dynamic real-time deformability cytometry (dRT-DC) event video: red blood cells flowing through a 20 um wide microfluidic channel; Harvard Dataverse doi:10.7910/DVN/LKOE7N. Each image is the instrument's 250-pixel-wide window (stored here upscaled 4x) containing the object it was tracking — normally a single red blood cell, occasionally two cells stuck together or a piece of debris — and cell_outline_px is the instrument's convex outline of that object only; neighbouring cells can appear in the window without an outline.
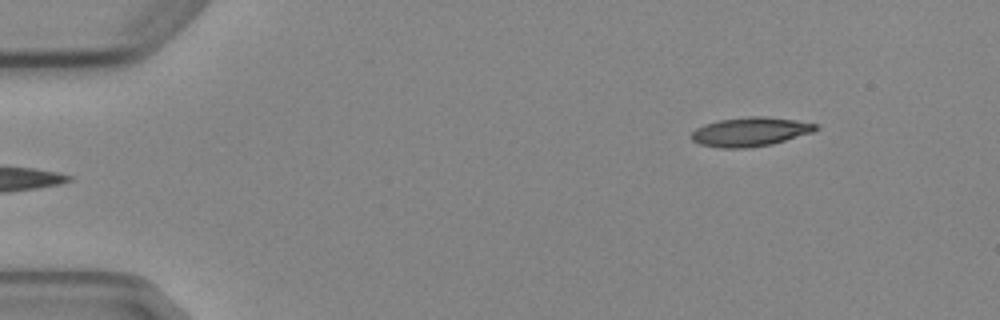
{"species": "Egyptian fruit bat (a non-hibernating species)", "species_latin": "Rousettus aegyptiacus", "temperature_condition": "cold", "stored_images_in_passage": 5, "segment_of_instrument_passage": [2, 2], "camera_frame_rate_fps": 3000, "um_per_image_px": 0.085, "animal": {"sex": "female"}, "frame": {"image": 1, "passage_image": 5, "time_ms": 5.667, "image_size_px": [1000, 320], "cell_outline_px": [[820, 128], [812, 132], [772, 144], [748, 148], [720, 148], [700, 144], [692, 140], [692, 132], [696, 128], [704, 124], [720, 120], [748, 116], [764, 116], [796, 120], [816, 124]], "centroid_in_image_um": [63.77, 11.2], "position_along_channel_um": 21.2, "area_um2": 20.98}}